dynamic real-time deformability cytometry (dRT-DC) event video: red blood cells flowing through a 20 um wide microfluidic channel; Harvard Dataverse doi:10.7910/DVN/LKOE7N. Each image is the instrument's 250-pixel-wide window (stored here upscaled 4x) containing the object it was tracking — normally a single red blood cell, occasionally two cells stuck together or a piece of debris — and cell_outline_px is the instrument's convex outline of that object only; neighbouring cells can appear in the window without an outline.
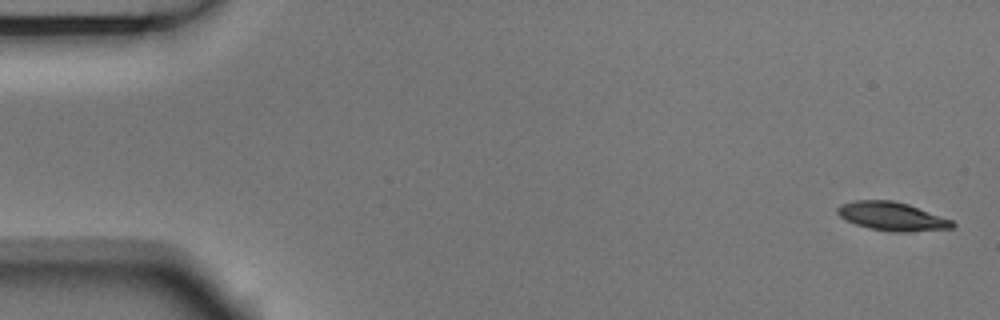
{"species": "Egyptian fruit bat (a non-hibernating species)", "species_latin": "Rousettus aegyptiacus", "temperature_condition": "room temperature", "stored_images_in_passage": 5, "camera_frame_rate_fps": 3000, "um_per_image_px": 0.085, "animal": {"sex": "male"}, "frame": {"image": 1, "passage_image": 1, "time_ms": 0.0, "image_size_px": [1000, 320], "cell_outline_px": [[956, 224], [952, 228], [904, 232], [892, 232], [868, 228], [844, 220], [836, 212], [836, 208], [840, 204], [856, 200], [892, 200], [908, 204], [952, 220]], "centroid_in_image_um": [75.78, 18.39], "position_along_channel_um": 9.2, "area_um2": 19.13}}
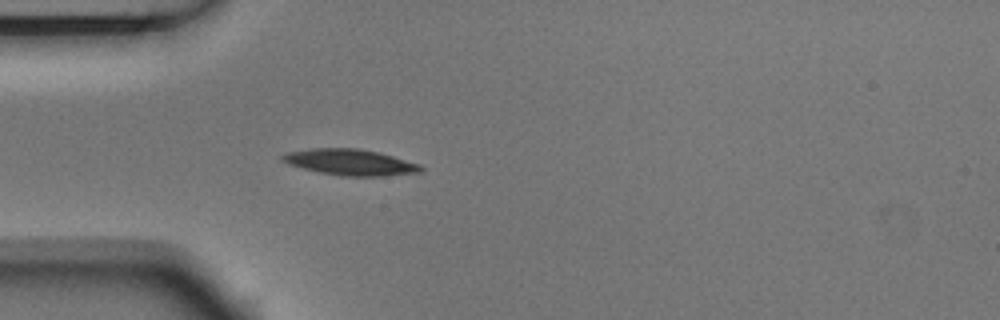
{"frame": {"image": 2, "passage_image": 5, "time_ms": 1.333, "image_size_px": [1000, 320], "cell_outline_px": [[424, 172], [384, 176], [340, 176], [320, 172], [288, 164], [280, 160], [280, 156], [288, 152], [312, 148], [360, 148], [380, 152], [420, 164], [424, 168]], "centroid_in_image_um": [29.81, 13.79], "position_along_channel_um": 55.2, "area_um2": 21.21}}